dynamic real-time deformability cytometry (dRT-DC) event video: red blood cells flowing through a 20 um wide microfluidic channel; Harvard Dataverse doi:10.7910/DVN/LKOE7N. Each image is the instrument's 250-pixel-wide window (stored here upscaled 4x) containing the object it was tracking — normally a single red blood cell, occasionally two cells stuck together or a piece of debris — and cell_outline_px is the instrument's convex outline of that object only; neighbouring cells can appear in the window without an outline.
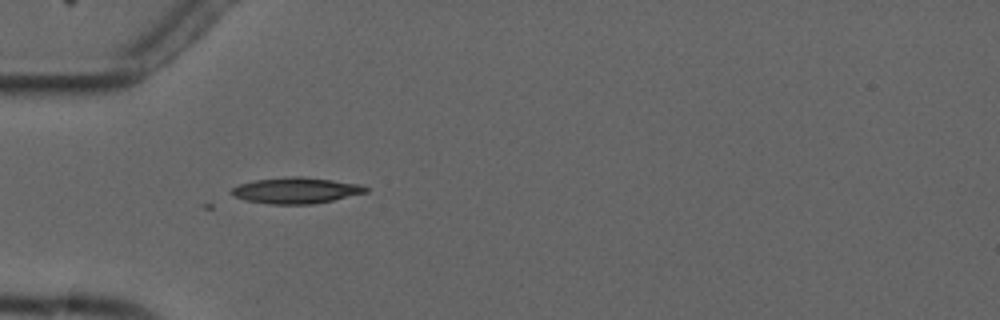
{"species": "common noctule bat (a hibernating species)", "species_latin": "Nyctalus noctula", "temperature_condition": "cold", "stored_images_in_passage": 7, "camera_frame_rate_fps": 3000, "um_per_image_px": 0.085, "animal": {"sex": "male", "forearm_length_mm": 52.5}, "frame": {"image": 1, "passage_image": 4, "time_ms": 3.333, "image_size_px": [1000, 320], "cell_outline_px": [[368, 192], [332, 200], [312, 204], [272, 204], [244, 200], [232, 196], [228, 192], [232, 188], [240, 184], [256, 180], [292, 176], [300, 176], [332, 180], [360, 184], [368, 188]], "centroid_in_image_um": [25.13, 16.19], "position_along_channel_um": 59.9, "area_um2": 20.29}}
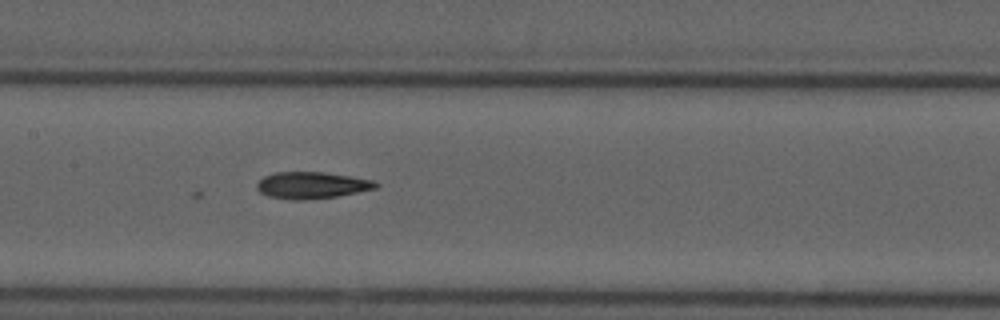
{"frame": {"image": 2, "passage_image": 7, "time_ms": 6.667, "image_size_px": [1000, 320], "cell_outline_px": [[380, 184], [376, 188], [336, 196], [304, 200], [288, 200], [268, 196], [260, 192], [256, 188], [256, 184], [264, 176], [276, 172], [324, 172], [352, 176], [376, 180]], "centroid_in_image_um": [26.5, 15.74], "position_along_channel_um": 180.9, "area_um2": 18.61}}